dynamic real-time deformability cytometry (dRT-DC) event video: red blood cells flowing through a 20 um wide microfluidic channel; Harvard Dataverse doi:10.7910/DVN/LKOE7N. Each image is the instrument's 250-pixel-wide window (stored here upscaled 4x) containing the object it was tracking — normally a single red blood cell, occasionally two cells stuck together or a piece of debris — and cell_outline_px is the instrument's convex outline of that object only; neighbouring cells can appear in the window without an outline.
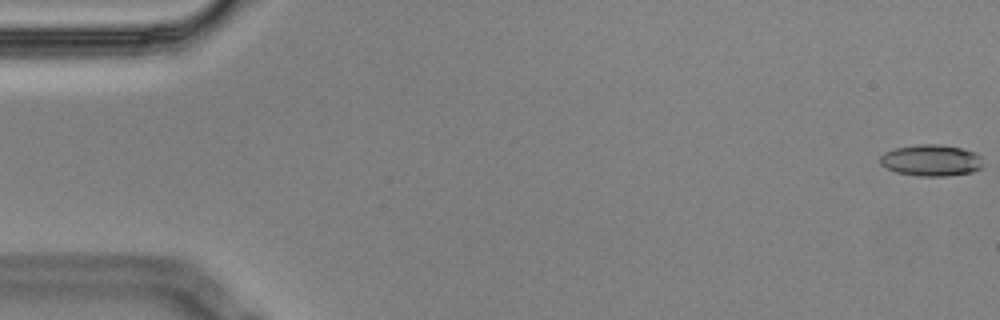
{"species": "Egyptian fruit bat (a non-hibernating species)", "species_latin": "Rousettus aegyptiacus", "temperature_condition": "cold", "stored_images_in_passage": 9, "camera_frame_rate_fps": 3000, "um_per_image_px": 0.085, "animal": {"sex": "male"}, "frame": {"image": 1, "passage_image": 1, "time_ms": 0.0, "image_size_px": [1000, 320], "cell_outline_px": [[984, 168], [972, 172], [948, 176], [920, 176], [896, 172], [880, 164], [880, 156], [884, 152], [896, 148], [920, 144], [940, 144], [964, 148], [976, 152], [980, 156]], "centroid_in_image_um": [79.2, 13.63], "position_along_channel_um": 5.8, "area_um2": 19.07}}
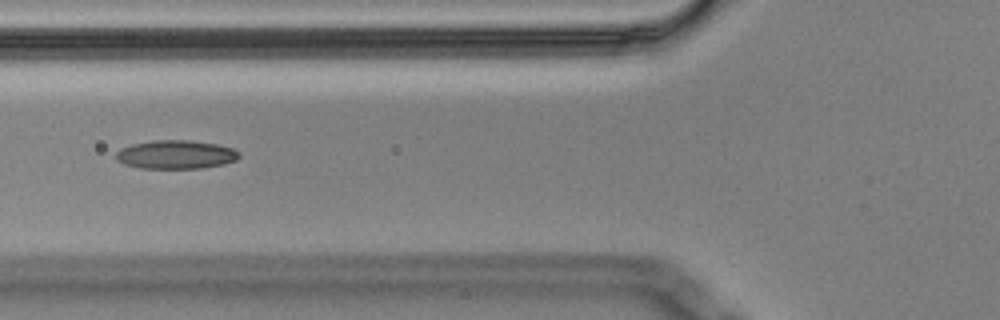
{"frame": {"image": 2, "passage_image": 7, "time_ms": 2.0, "image_size_px": [1000, 320], "cell_outline_px": [[240, 156], [236, 160], [224, 164], [200, 168], [140, 168], [124, 164], [116, 160], [116, 152], [120, 148], [132, 144], [152, 140], [188, 140], [216, 144], [232, 148], [240, 152]], "centroid_in_image_um": [14.93, 13.13], "position_along_channel_um": 110.9, "area_um2": 20.58}}
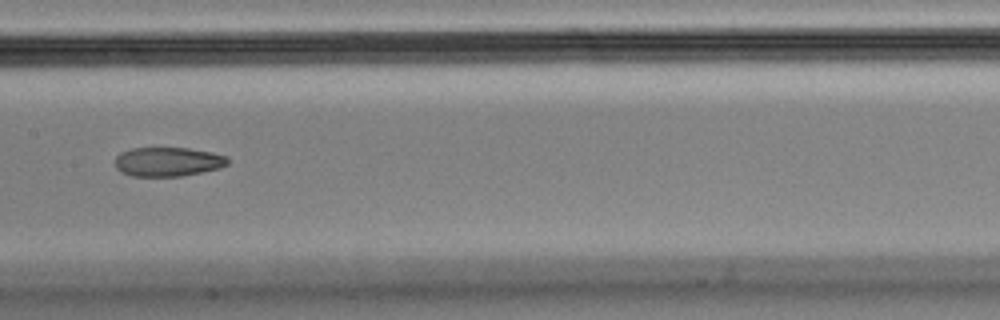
{"frame": {"image": 3, "passage_image": 9, "time_ms": 2.667, "image_size_px": [1000, 320], "cell_outline_px": [[228, 164], [220, 168], [180, 176], [132, 176], [120, 172], [116, 168], [116, 156], [120, 152], [132, 148], [188, 148], [212, 152], [228, 156]], "centroid_in_image_um": [14.27, 13.74], "position_along_channel_um": 193.1, "area_um2": 19.19}}